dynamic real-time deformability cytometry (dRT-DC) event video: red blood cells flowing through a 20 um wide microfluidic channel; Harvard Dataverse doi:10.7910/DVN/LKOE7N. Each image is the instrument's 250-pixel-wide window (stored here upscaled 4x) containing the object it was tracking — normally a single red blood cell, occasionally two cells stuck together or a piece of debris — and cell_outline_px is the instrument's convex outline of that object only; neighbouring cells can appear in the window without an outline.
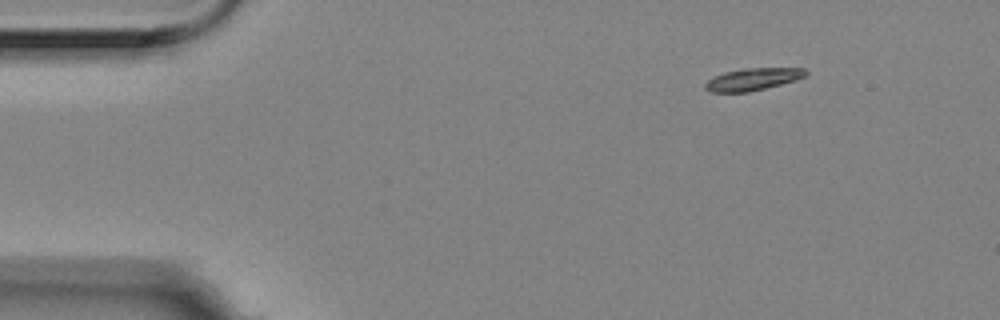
{"species": "Egyptian fruit bat (a non-hibernating species)", "species_latin": "Rousettus aegyptiacus", "temperature_condition": "room temperature", "stored_images_in_passage": 2, "camera_frame_rate_fps": 3000, "um_per_image_px": 0.085, "animal": {"sex": "female"}, "frame": {"image": 1, "passage_image": 1, "time_ms": 0.0, "image_size_px": [1000, 320], "cell_outline_px": [[808, 76], [796, 80], [748, 92], [708, 92], [704, 88], [704, 84], [712, 76], [724, 72], [744, 68], [804, 68], [808, 72]], "centroid_in_image_um": [63.97, 6.73], "position_along_channel_um": 21.0, "area_um2": 13.12}}